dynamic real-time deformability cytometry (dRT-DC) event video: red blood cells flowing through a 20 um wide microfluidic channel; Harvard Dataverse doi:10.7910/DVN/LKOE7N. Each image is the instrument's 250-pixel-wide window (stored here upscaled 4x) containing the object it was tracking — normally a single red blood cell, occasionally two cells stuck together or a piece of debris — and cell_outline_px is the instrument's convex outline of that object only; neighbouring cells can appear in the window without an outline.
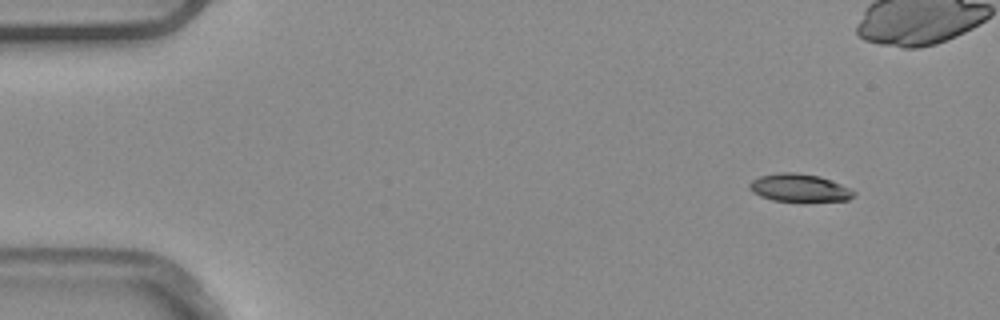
{"species": "common noctule bat (a hibernating species)", "species_latin": "Nyctalus noctula", "temperature_condition": "warm", "stored_images_in_passage": 4, "camera_frame_rate_fps": 3000, "um_per_image_px": 0.085, "animal": {"sex": "male", "body_mass_g": 20.4}, "frame": {"image": 1, "passage_image": 1, "time_ms": 0.0, "image_size_px": [1000, 320], "cell_outline_px": [[856, 192], [848, 200], [804, 204], [772, 200], [760, 196], [752, 192], [748, 188], [748, 184], [752, 180], [760, 176], [780, 172], [792, 172], [820, 176], [840, 184]], "centroid_in_image_um": [67.93, 16.02], "position_along_channel_um": 17.1, "area_um2": 17.57}}